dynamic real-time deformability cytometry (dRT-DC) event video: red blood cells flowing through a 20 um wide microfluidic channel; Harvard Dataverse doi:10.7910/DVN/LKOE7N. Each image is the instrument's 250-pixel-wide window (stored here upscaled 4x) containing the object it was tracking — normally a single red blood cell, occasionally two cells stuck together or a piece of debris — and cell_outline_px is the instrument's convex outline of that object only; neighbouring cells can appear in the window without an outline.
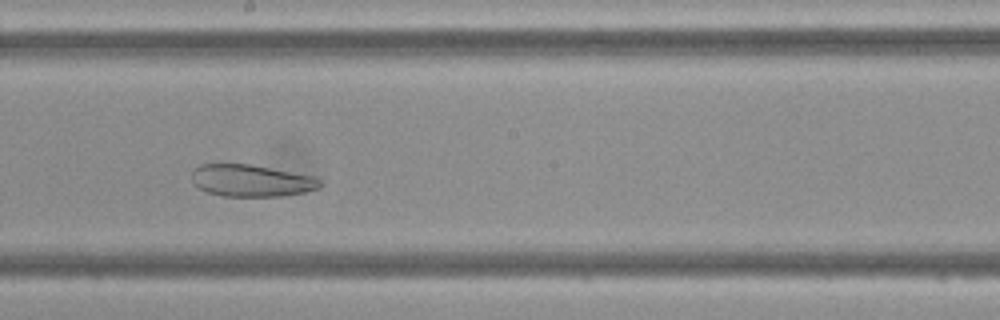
{"species": "Egyptian fruit bat (a non-hibernating species)", "species_latin": "Rousettus aegyptiacus", "temperature_condition": "cold", "stored_images_in_passage": 44, "camera_frame_rate_fps": 3000, "um_per_image_px": 0.085, "frame": {"image": 1, "passage_image": 22, "time_ms": 7.0, "image_size_px": [1000, 320], "cell_outline_px": [[324, 184], [320, 188], [304, 192], [280, 196], [224, 196], [208, 192], [192, 184], [192, 168], [200, 164], [248, 164], [312, 176], [320, 180]], "centroid_in_image_um": [21.33, 15.35], "position_along_channel_um": 226.9, "area_um2": 23.81}}
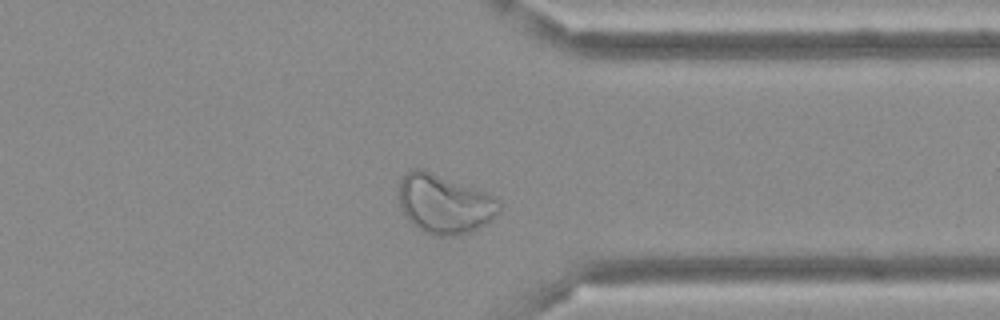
{"frame": {"image": 2, "passage_image": 33, "time_ms": 10.667, "image_size_px": [1000, 320], "cell_outline_px": [[500, 208], [496, 216], [492, 220], [468, 232], [452, 236], [440, 236], [428, 232], [412, 224], [404, 216], [400, 208], [396, 192], [400, 180], [412, 168], [424, 168], [488, 192], [500, 200]], "centroid_in_image_um": [37.75, 17.29], "position_along_channel_um": 373.7, "area_um2": 35.14}}
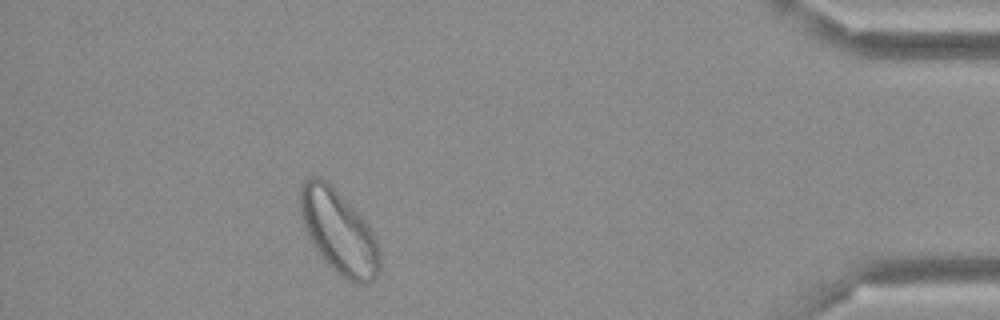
{"frame": {"image": 3, "passage_image": 39, "time_ms": 12.667, "image_size_px": [1000, 320], "cell_outline_px": [[380, 268], [376, 280], [368, 284], [360, 284], [344, 280], [316, 252], [304, 228], [300, 216], [300, 184], [308, 176], [320, 176], [328, 180], [336, 188], [368, 224], [376, 240], [380, 256]], "centroid_in_image_um": [28.78, 19.7], "position_along_channel_um": 406.4, "area_um2": 39.48}}